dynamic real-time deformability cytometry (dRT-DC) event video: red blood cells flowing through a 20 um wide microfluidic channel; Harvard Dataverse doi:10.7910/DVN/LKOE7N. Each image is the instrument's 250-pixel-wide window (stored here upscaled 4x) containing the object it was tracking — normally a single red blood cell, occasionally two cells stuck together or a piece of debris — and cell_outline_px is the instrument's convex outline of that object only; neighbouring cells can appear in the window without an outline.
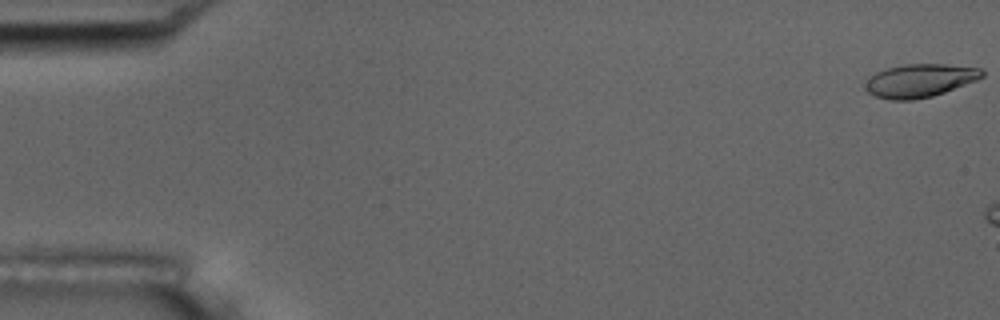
{"species": "common noctule bat (a hibernating species)", "species_latin": "Nyctalus noctula", "temperature_condition": "room temperature", "stored_images_in_passage": 12, "camera_frame_rate_fps": 3000, "um_per_image_px": 0.085, "animal": {"sex": "male", "body_mass_g": 17.5, "forearm_length_mm": 52.3}, "frame": {"image": 1, "passage_image": 1, "time_ms": 0.0, "image_size_px": [1000, 320], "cell_outline_px": [[984, 76], [976, 80], [944, 92], [932, 96], [912, 100], [892, 100], [876, 96], [868, 92], [864, 88], [864, 76], [884, 68], [904, 64], [944, 64], [984, 68]], "centroid_in_image_um": [78.11, 6.83], "position_along_channel_um": 6.9, "area_um2": 23.0}}